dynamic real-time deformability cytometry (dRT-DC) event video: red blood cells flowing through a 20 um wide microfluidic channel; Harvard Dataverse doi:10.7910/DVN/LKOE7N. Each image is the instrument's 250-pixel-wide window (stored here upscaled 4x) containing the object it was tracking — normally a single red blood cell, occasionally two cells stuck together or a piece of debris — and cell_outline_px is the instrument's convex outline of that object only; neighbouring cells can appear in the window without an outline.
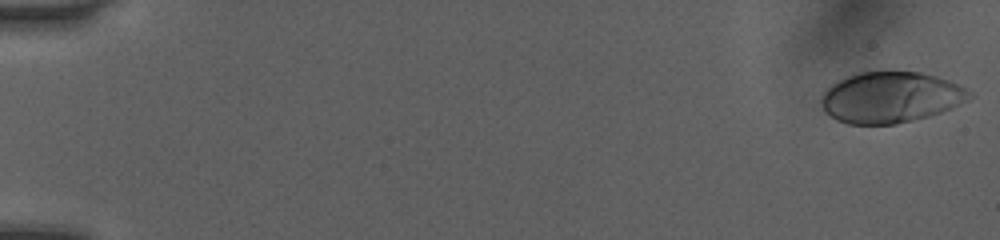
{"species": "human", "species_latin": "Homo sapiens", "temperature_condition": "room temperature", "stored_images_in_passage": 11, "camera_frame_rate_fps": 3000, "um_per_image_px": 0.085, "donor": {"sex": "female"}, "frame": {"image": 1, "passage_image": 1, "time_ms": 0.0, "image_size_px": [1000, 240], "cell_outline_px": [[972, 96], [968, 100], [952, 108], [928, 116], [896, 124], [848, 124], [836, 120], [824, 108], [820, 100], [824, 92], [832, 84], [848, 76], [860, 72], [920, 72], [936, 76], [960, 84], [972, 92]], "centroid_in_image_um": [75.74, 8.27], "position_along_channel_um": 9.3, "area_um2": 43.7}}